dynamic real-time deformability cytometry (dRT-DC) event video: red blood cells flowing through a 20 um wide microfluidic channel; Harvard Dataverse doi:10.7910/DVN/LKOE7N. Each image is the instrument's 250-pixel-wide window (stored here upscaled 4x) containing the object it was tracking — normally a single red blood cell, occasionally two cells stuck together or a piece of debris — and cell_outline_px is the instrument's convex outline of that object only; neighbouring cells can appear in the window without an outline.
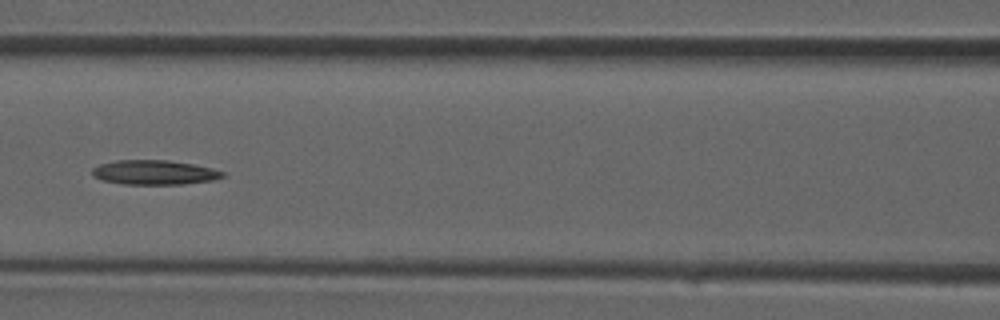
{"species": "common noctule bat (a hibernating species)", "species_latin": "Nyctalus noctula", "temperature_condition": "room temperature", "stored_images_in_passage": 25, "camera_frame_rate_fps": 3000, "um_per_image_px": 0.085, "animal": {"sex": "male", "forearm_length_mm": 52.5}, "frame": {"image": 1, "passage_image": 8, "time_ms": 2.333, "image_size_px": [1000, 320], "cell_outline_px": [[224, 176], [212, 180], [184, 184], [124, 184], [100, 180], [92, 176], [92, 168], [100, 164], [116, 160], [168, 160], [192, 164], [212, 168], [224, 172]], "centroid_in_image_um": [13.08, 14.65], "position_along_channel_um": 153.5, "area_um2": 18.61}}
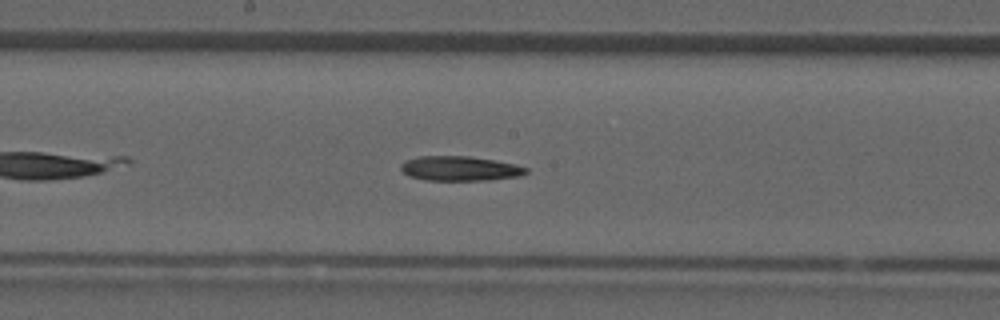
{"frame": {"image": 2, "passage_image": 11, "time_ms": 3.333, "image_size_px": [1000, 320], "cell_outline_px": [[528, 172], [520, 176], [488, 180], [424, 180], [408, 176], [400, 168], [400, 164], [404, 160], [420, 156], [468, 156], [496, 160], [516, 164], [528, 168]], "centroid_in_image_um": [39.08, 14.32], "position_along_channel_um": 209.1, "area_um2": 18.15}}